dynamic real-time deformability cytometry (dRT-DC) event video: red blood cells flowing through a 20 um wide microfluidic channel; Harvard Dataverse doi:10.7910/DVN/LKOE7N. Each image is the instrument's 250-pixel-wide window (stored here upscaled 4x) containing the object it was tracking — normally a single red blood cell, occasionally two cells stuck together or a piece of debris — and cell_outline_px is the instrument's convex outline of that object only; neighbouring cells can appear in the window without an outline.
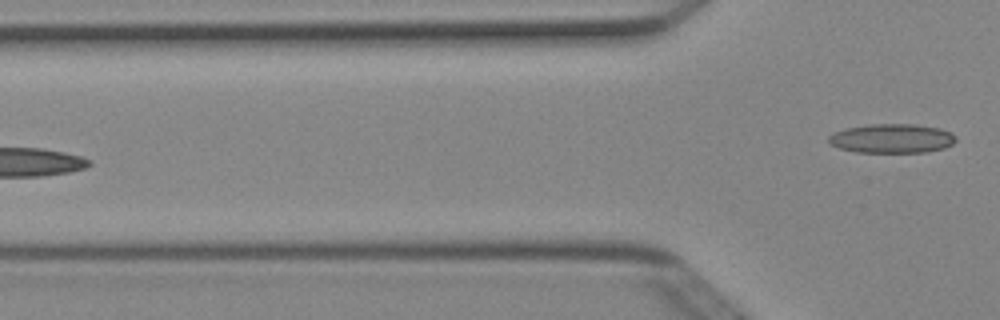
{"species": "Egyptian fruit bat (a non-hibernating species)", "species_latin": "Rousettus aegyptiacus", "temperature_condition": "cold", "stored_images_in_passage": 5, "camera_frame_rate_fps": 3000, "um_per_image_px": 0.085, "animal": {"sex": "female"}, "frame": {"image": 1, "passage_image": 5, "time_ms": 1.333, "image_size_px": [1000, 320], "cell_outline_px": [[956, 140], [952, 144], [944, 148], [928, 152], [856, 152], [840, 148], [828, 144], [828, 136], [836, 132], [848, 128], [868, 124], [916, 124], [940, 128], [956, 136]], "centroid_in_image_um": [75.81, 11.77], "position_along_channel_um": 50.0, "area_um2": 21.62}}